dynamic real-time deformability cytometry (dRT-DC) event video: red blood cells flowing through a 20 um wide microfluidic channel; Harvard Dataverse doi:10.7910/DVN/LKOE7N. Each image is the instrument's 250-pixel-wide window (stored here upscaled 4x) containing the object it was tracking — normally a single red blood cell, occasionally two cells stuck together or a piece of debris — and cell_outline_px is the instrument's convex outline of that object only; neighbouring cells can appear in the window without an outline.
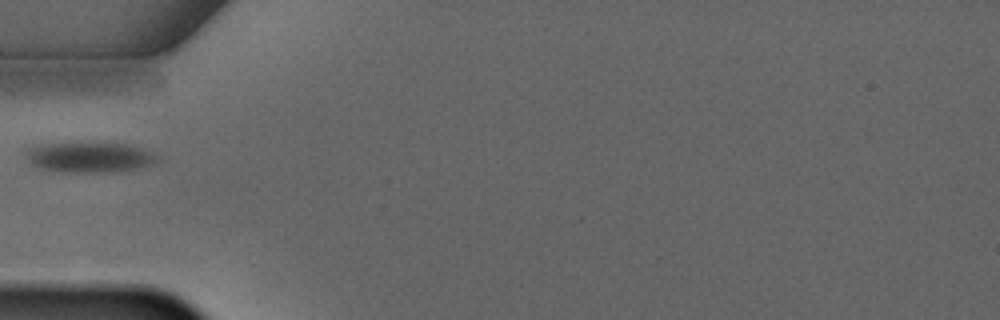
{"species": "common noctule bat (a hibernating species)", "species_latin": "Nyctalus noctula", "temperature_condition": "warm", "stored_images_in_passage": 1, "camera_frame_rate_fps": 3000, "um_per_image_px": 0.085, "animal": {"sex": "male", "forearm_length_mm": 52.5}, "frame": {"image": 1, "passage_image": 1, "time_ms": 0.0, "image_size_px": [1000, 320], "cell_outline_px": [[160, 160], [152, 164], [136, 168], [96, 172], [64, 172], [40, 168], [32, 164], [28, 160], [24, 152], [24, 148], [32, 144], [80, 140], [104, 140], [128, 144], [144, 148], [160, 156]], "centroid_in_image_um": [7.54, 13.27], "position_along_channel_um": 77.5, "area_um2": 24.68}}